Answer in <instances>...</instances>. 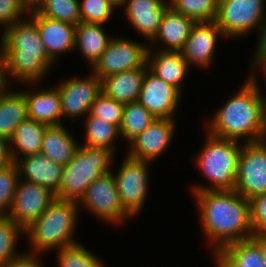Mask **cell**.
I'll list each match as a JSON object with an SVG mask.
<instances>
[{"instance_id":"33","label":"cell","mask_w":266,"mask_h":267,"mask_svg":"<svg viewBox=\"0 0 266 267\" xmlns=\"http://www.w3.org/2000/svg\"><path fill=\"white\" fill-rule=\"evenodd\" d=\"M19 233H24V230L8 216H0V267L21 255L15 251Z\"/></svg>"},{"instance_id":"38","label":"cell","mask_w":266,"mask_h":267,"mask_svg":"<svg viewBox=\"0 0 266 267\" xmlns=\"http://www.w3.org/2000/svg\"><path fill=\"white\" fill-rule=\"evenodd\" d=\"M250 201L253 234L266 232V193L253 197Z\"/></svg>"},{"instance_id":"18","label":"cell","mask_w":266,"mask_h":267,"mask_svg":"<svg viewBox=\"0 0 266 267\" xmlns=\"http://www.w3.org/2000/svg\"><path fill=\"white\" fill-rule=\"evenodd\" d=\"M20 158L14 162L17 166L19 177L22 178L24 176L22 179L25 178V181L42 185L54 194L59 192L63 165L53 162L49 157L41 153Z\"/></svg>"},{"instance_id":"30","label":"cell","mask_w":266,"mask_h":267,"mask_svg":"<svg viewBox=\"0 0 266 267\" xmlns=\"http://www.w3.org/2000/svg\"><path fill=\"white\" fill-rule=\"evenodd\" d=\"M85 120L86 142L83 145L102 147L114 150L113 143L117 135H120L119 128L101 117L97 118L92 115H87Z\"/></svg>"},{"instance_id":"39","label":"cell","mask_w":266,"mask_h":267,"mask_svg":"<svg viewBox=\"0 0 266 267\" xmlns=\"http://www.w3.org/2000/svg\"><path fill=\"white\" fill-rule=\"evenodd\" d=\"M25 13L19 0H0V25L3 24L4 29L20 21V16Z\"/></svg>"},{"instance_id":"36","label":"cell","mask_w":266,"mask_h":267,"mask_svg":"<svg viewBox=\"0 0 266 267\" xmlns=\"http://www.w3.org/2000/svg\"><path fill=\"white\" fill-rule=\"evenodd\" d=\"M18 180V169L14 162L0 169V216L9 213Z\"/></svg>"},{"instance_id":"7","label":"cell","mask_w":266,"mask_h":267,"mask_svg":"<svg viewBox=\"0 0 266 267\" xmlns=\"http://www.w3.org/2000/svg\"><path fill=\"white\" fill-rule=\"evenodd\" d=\"M264 0H218L215 23L224 37L244 36L266 18Z\"/></svg>"},{"instance_id":"23","label":"cell","mask_w":266,"mask_h":267,"mask_svg":"<svg viewBox=\"0 0 266 267\" xmlns=\"http://www.w3.org/2000/svg\"><path fill=\"white\" fill-rule=\"evenodd\" d=\"M148 69L138 68L104 77L102 79V92L123 104L136 102Z\"/></svg>"},{"instance_id":"45","label":"cell","mask_w":266,"mask_h":267,"mask_svg":"<svg viewBox=\"0 0 266 267\" xmlns=\"http://www.w3.org/2000/svg\"><path fill=\"white\" fill-rule=\"evenodd\" d=\"M252 238L260 245L263 258L266 262V232L261 234H253Z\"/></svg>"},{"instance_id":"3","label":"cell","mask_w":266,"mask_h":267,"mask_svg":"<svg viewBox=\"0 0 266 267\" xmlns=\"http://www.w3.org/2000/svg\"><path fill=\"white\" fill-rule=\"evenodd\" d=\"M250 75L244 86L218 109L210 123L208 134L221 139L245 142L260 140L266 97L261 95L256 76Z\"/></svg>"},{"instance_id":"1","label":"cell","mask_w":266,"mask_h":267,"mask_svg":"<svg viewBox=\"0 0 266 267\" xmlns=\"http://www.w3.org/2000/svg\"><path fill=\"white\" fill-rule=\"evenodd\" d=\"M198 205L204 234L216 255L224 246L252 238L250 201L235 190L192 193Z\"/></svg>"},{"instance_id":"35","label":"cell","mask_w":266,"mask_h":267,"mask_svg":"<svg viewBox=\"0 0 266 267\" xmlns=\"http://www.w3.org/2000/svg\"><path fill=\"white\" fill-rule=\"evenodd\" d=\"M118 6L115 0H83L79 3L81 22L103 25Z\"/></svg>"},{"instance_id":"41","label":"cell","mask_w":266,"mask_h":267,"mask_svg":"<svg viewBox=\"0 0 266 267\" xmlns=\"http://www.w3.org/2000/svg\"><path fill=\"white\" fill-rule=\"evenodd\" d=\"M260 37L257 42V49L256 53L254 54V57H266V18L264 21L260 24L258 28Z\"/></svg>"},{"instance_id":"34","label":"cell","mask_w":266,"mask_h":267,"mask_svg":"<svg viewBox=\"0 0 266 267\" xmlns=\"http://www.w3.org/2000/svg\"><path fill=\"white\" fill-rule=\"evenodd\" d=\"M59 267H103V262L81 243L57 249Z\"/></svg>"},{"instance_id":"13","label":"cell","mask_w":266,"mask_h":267,"mask_svg":"<svg viewBox=\"0 0 266 267\" xmlns=\"http://www.w3.org/2000/svg\"><path fill=\"white\" fill-rule=\"evenodd\" d=\"M91 75V76H90ZM87 78H72L57 85L62 117L88 115L91 105L102 93V80L91 73Z\"/></svg>"},{"instance_id":"11","label":"cell","mask_w":266,"mask_h":267,"mask_svg":"<svg viewBox=\"0 0 266 267\" xmlns=\"http://www.w3.org/2000/svg\"><path fill=\"white\" fill-rule=\"evenodd\" d=\"M149 161L126 156L114 176L122 207L134 217L143 208L148 191Z\"/></svg>"},{"instance_id":"25","label":"cell","mask_w":266,"mask_h":267,"mask_svg":"<svg viewBox=\"0 0 266 267\" xmlns=\"http://www.w3.org/2000/svg\"><path fill=\"white\" fill-rule=\"evenodd\" d=\"M47 127V125L33 119L23 120L15 128L12 138L9 140V145H14L9 146L12 161L15 162L20 157L39 154Z\"/></svg>"},{"instance_id":"20","label":"cell","mask_w":266,"mask_h":267,"mask_svg":"<svg viewBox=\"0 0 266 267\" xmlns=\"http://www.w3.org/2000/svg\"><path fill=\"white\" fill-rule=\"evenodd\" d=\"M27 101L28 118L47 126L62 125L61 98L57 86L55 88L32 92L21 91Z\"/></svg>"},{"instance_id":"14","label":"cell","mask_w":266,"mask_h":267,"mask_svg":"<svg viewBox=\"0 0 266 267\" xmlns=\"http://www.w3.org/2000/svg\"><path fill=\"white\" fill-rule=\"evenodd\" d=\"M180 98L181 92L177 88L158 78L149 69L146 71L137 101L155 118L173 119Z\"/></svg>"},{"instance_id":"8","label":"cell","mask_w":266,"mask_h":267,"mask_svg":"<svg viewBox=\"0 0 266 267\" xmlns=\"http://www.w3.org/2000/svg\"><path fill=\"white\" fill-rule=\"evenodd\" d=\"M234 190L246 200L266 193V144L260 141L244 142Z\"/></svg>"},{"instance_id":"24","label":"cell","mask_w":266,"mask_h":267,"mask_svg":"<svg viewBox=\"0 0 266 267\" xmlns=\"http://www.w3.org/2000/svg\"><path fill=\"white\" fill-rule=\"evenodd\" d=\"M195 21L168 7L163 13L158 33L151 41L161 40L163 51H181L189 37Z\"/></svg>"},{"instance_id":"46","label":"cell","mask_w":266,"mask_h":267,"mask_svg":"<svg viewBox=\"0 0 266 267\" xmlns=\"http://www.w3.org/2000/svg\"><path fill=\"white\" fill-rule=\"evenodd\" d=\"M254 63H252V67H256V68H262L261 70L265 73V77H266V57H254Z\"/></svg>"},{"instance_id":"44","label":"cell","mask_w":266,"mask_h":267,"mask_svg":"<svg viewBox=\"0 0 266 267\" xmlns=\"http://www.w3.org/2000/svg\"><path fill=\"white\" fill-rule=\"evenodd\" d=\"M0 92L4 89L8 88L9 85L5 79V67H4V53H3V46L0 42ZM8 86V87H7Z\"/></svg>"},{"instance_id":"28","label":"cell","mask_w":266,"mask_h":267,"mask_svg":"<svg viewBox=\"0 0 266 267\" xmlns=\"http://www.w3.org/2000/svg\"><path fill=\"white\" fill-rule=\"evenodd\" d=\"M102 24L80 22L75 28L74 48H79L85 59L93 66L106 50L110 40Z\"/></svg>"},{"instance_id":"12","label":"cell","mask_w":266,"mask_h":267,"mask_svg":"<svg viewBox=\"0 0 266 267\" xmlns=\"http://www.w3.org/2000/svg\"><path fill=\"white\" fill-rule=\"evenodd\" d=\"M19 178L11 209L7 216L22 230L29 227L56 199V194L42 185Z\"/></svg>"},{"instance_id":"22","label":"cell","mask_w":266,"mask_h":267,"mask_svg":"<svg viewBox=\"0 0 266 267\" xmlns=\"http://www.w3.org/2000/svg\"><path fill=\"white\" fill-rule=\"evenodd\" d=\"M214 258L217 267H266L260 245L253 238L224 246Z\"/></svg>"},{"instance_id":"42","label":"cell","mask_w":266,"mask_h":267,"mask_svg":"<svg viewBox=\"0 0 266 267\" xmlns=\"http://www.w3.org/2000/svg\"><path fill=\"white\" fill-rule=\"evenodd\" d=\"M9 146V141L0 136V169L13 163Z\"/></svg>"},{"instance_id":"47","label":"cell","mask_w":266,"mask_h":267,"mask_svg":"<svg viewBox=\"0 0 266 267\" xmlns=\"http://www.w3.org/2000/svg\"><path fill=\"white\" fill-rule=\"evenodd\" d=\"M259 141L266 144V103L263 110V129Z\"/></svg>"},{"instance_id":"48","label":"cell","mask_w":266,"mask_h":267,"mask_svg":"<svg viewBox=\"0 0 266 267\" xmlns=\"http://www.w3.org/2000/svg\"><path fill=\"white\" fill-rule=\"evenodd\" d=\"M115 1H116L118 4H120L122 0H115Z\"/></svg>"},{"instance_id":"31","label":"cell","mask_w":266,"mask_h":267,"mask_svg":"<svg viewBox=\"0 0 266 267\" xmlns=\"http://www.w3.org/2000/svg\"><path fill=\"white\" fill-rule=\"evenodd\" d=\"M169 7L195 22L215 21L218 0H168Z\"/></svg>"},{"instance_id":"4","label":"cell","mask_w":266,"mask_h":267,"mask_svg":"<svg viewBox=\"0 0 266 267\" xmlns=\"http://www.w3.org/2000/svg\"><path fill=\"white\" fill-rule=\"evenodd\" d=\"M78 202L55 199L24 232L28 235L32 250L40 254L77 243L73 233L78 219ZM73 235V236H72ZM73 239V240H72Z\"/></svg>"},{"instance_id":"17","label":"cell","mask_w":266,"mask_h":267,"mask_svg":"<svg viewBox=\"0 0 266 267\" xmlns=\"http://www.w3.org/2000/svg\"><path fill=\"white\" fill-rule=\"evenodd\" d=\"M126 5V6H125ZM126 7V18L147 40H153L169 3L165 0H122L119 7Z\"/></svg>"},{"instance_id":"10","label":"cell","mask_w":266,"mask_h":267,"mask_svg":"<svg viewBox=\"0 0 266 267\" xmlns=\"http://www.w3.org/2000/svg\"><path fill=\"white\" fill-rule=\"evenodd\" d=\"M113 173L101 175L93 181L78 205L90 210L95 217L108 223L119 224L131 215L122 207Z\"/></svg>"},{"instance_id":"21","label":"cell","mask_w":266,"mask_h":267,"mask_svg":"<svg viewBox=\"0 0 266 267\" xmlns=\"http://www.w3.org/2000/svg\"><path fill=\"white\" fill-rule=\"evenodd\" d=\"M147 65L154 75L181 92L182 81L189 71L181 51L160 50L154 54L148 48Z\"/></svg>"},{"instance_id":"6","label":"cell","mask_w":266,"mask_h":267,"mask_svg":"<svg viewBox=\"0 0 266 267\" xmlns=\"http://www.w3.org/2000/svg\"><path fill=\"white\" fill-rule=\"evenodd\" d=\"M206 136V144L195 160L202 174L212 183V187L194 186L192 192L234 190L242 145H239V141L221 139L209 134Z\"/></svg>"},{"instance_id":"16","label":"cell","mask_w":266,"mask_h":267,"mask_svg":"<svg viewBox=\"0 0 266 267\" xmlns=\"http://www.w3.org/2000/svg\"><path fill=\"white\" fill-rule=\"evenodd\" d=\"M218 36L224 37V34L215 21L195 22L181 50L188 66L191 64H198L197 66L202 67L210 65L216 51Z\"/></svg>"},{"instance_id":"40","label":"cell","mask_w":266,"mask_h":267,"mask_svg":"<svg viewBox=\"0 0 266 267\" xmlns=\"http://www.w3.org/2000/svg\"><path fill=\"white\" fill-rule=\"evenodd\" d=\"M36 253H23L19 257L12 259L3 267H43Z\"/></svg>"},{"instance_id":"32","label":"cell","mask_w":266,"mask_h":267,"mask_svg":"<svg viewBox=\"0 0 266 267\" xmlns=\"http://www.w3.org/2000/svg\"><path fill=\"white\" fill-rule=\"evenodd\" d=\"M79 0H45L37 13L77 26L81 22Z\"/></svg>"},{"instance_id":"15","label":"cell","mask_w":266,"mask_h":267,"mask_svg":"<svg viewBox=\"0 0 266 267\" xmlns=\"http://www.w3.org/2000/svg\"><path fill=\"white\" fill-rule=\"evenodd\" d=\"M174 119L155 118L153 122L129 144L128 156L151 161L166 151L175 130Z\"/></svg>"},{"instance_id":"9","label":"cell","mask_w":266,"mask_h":267,"mask_svg":"<svg viewBox=\"0 0 266 267\" xmlns=\"http://www.w3.org/2000/svg\"><path fill=\"white\" fill-rule=\"evenodd\" d=\"M118 38V39H117ZM148 46L127 40L112 38L100 58L92 66L93 74L101 80L112 74H117L138 68H148Z\"/></svg>"},{"instance_id":"2","label":"cell","mask_w":266,"mask_h":267,"mask_svg":"<svg viewBox=\"0 0 266 267\" xmlns=\"http://www.w3.org/2000/svg\"><path fill=\"white\" fill-rule=\"evenodd\" d=\"M29 18V19H28ZM8 26L2 32L5 79L8 76L25 84H36L54 61L48 56L36 23L28 17Z\"/></svg>"},{"instance_id":"43","label":"cell","mask_w":266,"mask_h":267,"mask_svg":"<svg viewBox=\"0 0 266 267\" xmlns=\"http://www.w3.org/2000/svg\"><path fill=\"white\" fill-rule=\"evenodd\" d=\"M44 1L45 0H19L20 5L27 13L37 12Z\"/></svg>"},{"instance_id":"19","label":"cell","mask_w":266,"mask_h":267,"mask_svg":"<svg viewBox=\"0 0 266 267\" xmlns=\"http://www.w3.org/2000/svg\"><path fill=\"white\" fill-rule=\"evenodd\" d=\"M29 14L36 23L48 56L53 61H56L58 54L75 50V25L41 16L37 12Z\"/></svg>"},{"instance_id":"37","label":"cell","mask_w":266,"mask_h":267,"mask_svg":"<svg viewBox=\"0 0 266 267\" xmlns=\"http://www.w3.org/2000/svg\"><path fill=\"white\" fill-rule=\"evenodd\" d=\"M123 109V103L106 96L102 92L91 105L88 115L97 118L101 117L104 121L114 124L119 128L122 122Z\"/></svg>"},{"instance_id":"26","label":"cell","mask_w":266,"mask_h":267,"mask_svg":"<svg viewBox=\"0 0 266 267\" xmlns=\"http://www.w3.org/2000/svg\"><path fill=\"white\" fill-rule=\"evenodd\" d=\"M27 101L21 91L0 92V136L10 140L15 128L28 118Z\"/></svg>"},{"instance_id":"29","label":"cell","mask_w":266,"mask_h":267,"mask_svg":"<svg viewBox=\"0 0 266 267\" xmlns=\"http://www.w3.org/2000/svg\"><path fill=\"white\" fill-rule=\"evenodd\" d=\"M155 117L138 101L124 104L122 122L119 127L120 136L129 143L140 135Z\"/></svg>"},{"instance_id":"27","label":"cell","mask_w":266,"mask_h":267,"mask_svg":"<svg viewBox=\"0 0 266 267\" xmlns=\"http://www.w3.org/2000/svg\"><path fill=\"white\" fill-rule=\"evenodd\" d=\"M78 144L73 135L62 125L48 126L45 130L40 153L53 162L65 166L73 157Z\"/></svg>"},{"instance_id":"5","label":"cell","mask_w":266,"mask_h":267,"mask_svg":"<svg viewBox=\"0 0 266 267\" xmlns=\"http://www.w3.org/2000/svg\"><path fill=\"white\" fill-rule=\"evenodd\" d=\"M112 156L114 151L109 149L79 144L72 159L63 168L56 198L79 202L93 181L111 171Z\"/></svg>"}]
</instances>
